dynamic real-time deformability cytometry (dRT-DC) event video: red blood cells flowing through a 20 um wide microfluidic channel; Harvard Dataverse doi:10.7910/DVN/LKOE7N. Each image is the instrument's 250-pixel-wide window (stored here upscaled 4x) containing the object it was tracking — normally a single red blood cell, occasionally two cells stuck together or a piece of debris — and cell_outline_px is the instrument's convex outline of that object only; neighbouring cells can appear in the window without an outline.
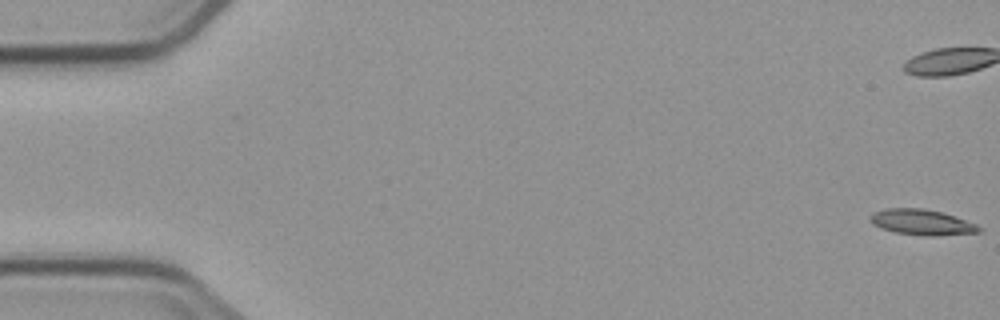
{"species": "common noctule bat (a hibernating species)", "species_latin": "Nyctalus noctula", "temperature_condition": "cold", "stored_images_in_passage": 5, "camera_frame_rate_fps": 3000, "um_per_image_px": 0.085, "animal": {"sex": "male", "body_mass_g": 23.1, "forearm_length_mm": 52.7}, "frame": {"image": 1, "passage_image": 1, "time_ms": 0.0, "image_size_px": [1000, 320], "cell_outline_px": [[980, 232], [936, 236], [924, 236], [896, 232], [880, 228], [872, 224], [872, 216], [876, 212], [884, 208], [924, 208], [940, 212], [976, 224], [980, 228]], "centroid_in_image_um": [78.35, 18.9], "position_along_channel_um": 6.7, "area_um2": 15.9}}